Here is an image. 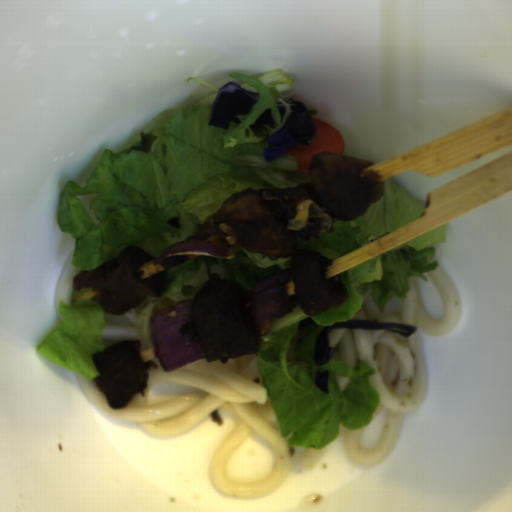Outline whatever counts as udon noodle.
Returning <instances> with one entry per match:
<instances>
[{
	"instance_id": "1",
	"label": "udon noodle",
	"mask_w": 512,
	"mask_h": 512,
	"mask_svg": "<svg viewBox=\"0 0 512 512\" xmlns=\"http://www.w3.org/2000/svg\"><path fill=\"white\" fill-rule=\"evenodd\" d=\"M75 379L83 396L105 418L127 419L153 436L169 439L192 430L215 410L232 415L234 423L207 467L211 484L237 498L268 496L289 477L290 446L261 379L257 353L208 361L198 359L171 372L163 367L147 370L146 384L189 386L193 392L154 404L147 396L133 395L123 409L113 410L94 380L77 371ZM262 434L274 448L276 463L262 481L239 484L227 479L230 456L249 434Z\"/></svg>"
},
{
	"instance_id": "2",
	"label": "udon noodle",
	"mask_w": 512,
	"mask_h": 512,
	"mask_svg": "<svg viewBox=\"0 0 512 512\" xmlns=\"http://www.w3.org/2000/svg\"><path fill=\"white\" fill-rule=\"evenodd\" d=\"M328 340L333 348L331 361L347 365L364 362L374 368L368 377L379 395L373 416L386 411L378 442L369 448L361 446L364 427L345 428L342 423L337 437L343 438V448L353 462L380 464L398 444L404 412L425 402L428 385L422 347L414 334L406 337L381 330L333 329Z\"/></svg>"
},
{
	"instance_id": "3",
	"label": "udon noodle",
	"mask_w": 512,
	"mask_h": 512,
	"mask_svg": "<svg viewBox=\"0 0 512 512\" xmlns=\"http://www.w3.org/2000/svg\"><path fill=\"white\" fill-rule=\"evenodd\" d=\"M426 273L442 298L440 317L430 318L423 307L421 297L410 283L409 294L406 299L401 298L396 314H391L386 309L381 312L369 297L364 299L361 309L351 320L402 322L434 337L442 338L448 335L456 329L461 319L462 304L459 293L443 266L438 264L435 270H428Z\"/></svg>"
},
{
	"instance_id": "4",
	"label": "udon noodle",
	"mask_w": 512,
	"mask_h": 512,
	"mask_svg": "<svg viewBox=\"0 0 512 512\" xmlns=\"http://www.w3.org/2000/svg\"><path fill=\"white\" fill-rule=\"evenodd\" d=\"M139 320L136 308L128 309L124 314L106 312L102 326V341L106 347L121 340H137Z\"/></svg>"
},
{
	"instance_id": "5",
	"label": "udon noodle",
	"mask_w": 512,
	"mask_h": 512,
	"mask_svg": "<svg viewBox=\"0 0 512 512\" xmlns=\"http://www.w3.org/2000/svg\"><path fill=\"white\" fill-rule=\"evenodd\" d=\"M326 450L327 446L324 448H309L302 458V466L304 469H313L324 456Z\"/></svg>"
}]
</instances>
